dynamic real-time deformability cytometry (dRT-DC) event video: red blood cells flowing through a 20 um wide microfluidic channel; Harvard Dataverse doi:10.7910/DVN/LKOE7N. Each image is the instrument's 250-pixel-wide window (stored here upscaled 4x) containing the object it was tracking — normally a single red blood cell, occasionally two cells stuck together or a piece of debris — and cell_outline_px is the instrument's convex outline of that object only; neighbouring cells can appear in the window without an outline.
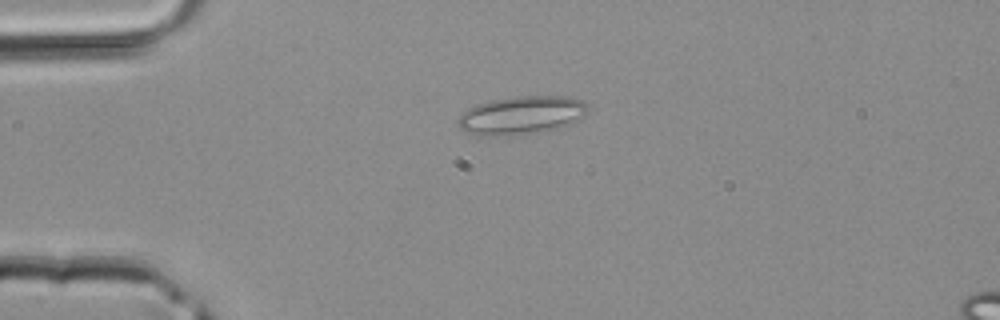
{"species": "common noctule bat (a hibernating species)", "species_latin": "Nyctalus noctula", "temperature_condition": "room temperature", "stored_images_in_passage": 34, "camera_frame_rate_fps": 3000, "um_per_image_px": 0.085, "animal": {"sex": "male", "body_mass_g": 20.4}, "frame": {"image": 1, "passage_image": 1, "time_ms": 0.0, "image_size_px": [1000, 320], "cell_outline_px": [[588, 112], [568, 124], [560, 128], [536, 132], [492, 136], [480, 136], [468, 132], [460, 128], [456, 120], [468, 108], [476, 104], [492, 100], [516, 96], [568, 96], [580, 100], [588, 104]], "centroid_in_image_um": [44.3, 9.78], "position_along_channel_um": 40.7, "area_um2": 28.73}}
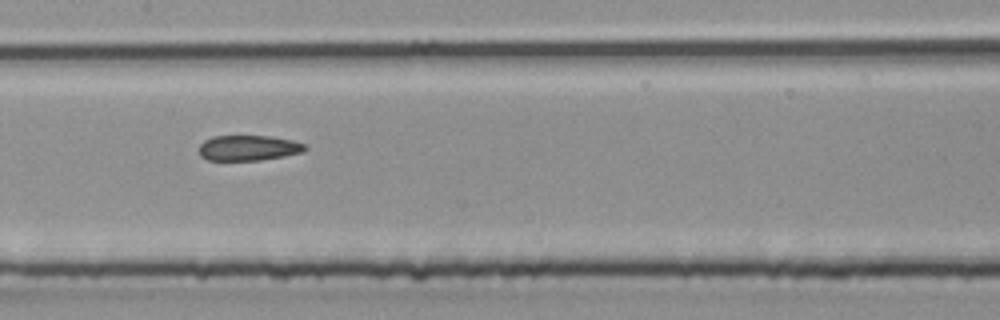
{"frame": {"image": 2, "passage_image": 12, "time_ms": 3.667, "image_size_px": [1000, 320], "cell_outline_px": [[308, 148], [304, 152], [284, 156], [260, 160], [208, 160], [200, 156], [200, 144], [204, 140], [212, 136], [272, 136], [292, 140], [308, 144]], "centroid_in_image_um": [21.16, 12.57], "position_along_channel_um": 186.2, "area_um2": 15.84}}
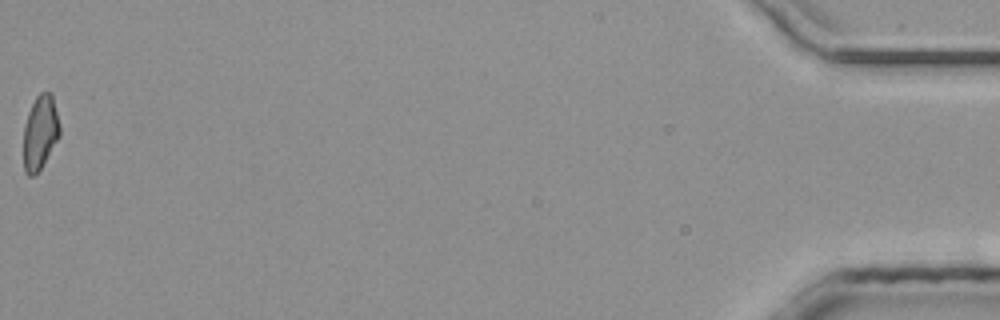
{"frame": {"image": 3, "passage_image": 34, "time_ms": 11.0, "image_size_px": [1000, 320], "cell_outline_px": [[60, 136], [40, 168], [32, 176], [28, 176], [24, 172], [24, 124], [28, 112], [36, 96], [40, 92], [52, 92], [60, 128]], "centroid_in_image_um": [3.41, 11.23], "position_along_channel_um": 431.8, "area_um2": 15.55}}